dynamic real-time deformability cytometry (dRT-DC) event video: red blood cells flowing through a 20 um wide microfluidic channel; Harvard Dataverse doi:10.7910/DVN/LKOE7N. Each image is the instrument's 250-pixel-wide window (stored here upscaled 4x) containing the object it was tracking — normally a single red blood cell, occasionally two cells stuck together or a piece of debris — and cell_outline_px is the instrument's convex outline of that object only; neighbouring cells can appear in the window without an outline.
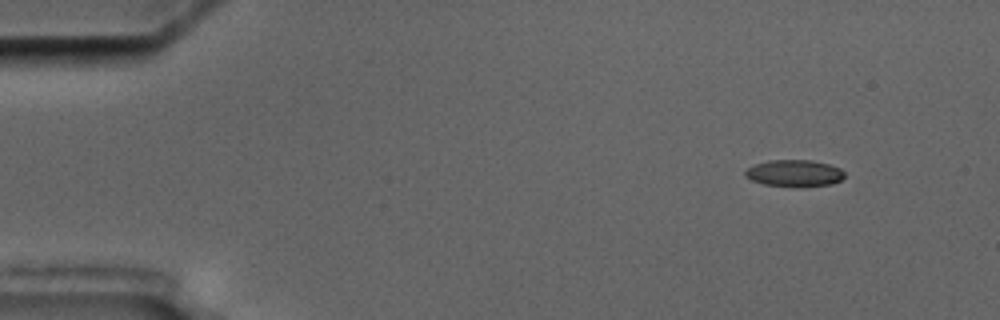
{"species": "common noctule bat (a hibernating species)", "species_latin": "Nyctalus noctula", "temperature_condition": "cold", "stored_images_in_passage": 10, "camera_frame_rate_fps": 3000, "um_per_image_px": 0.085, "animal": {"sex": "male", "body_mass_g": 17.5, "forearm_length_mm": 52.3}, "frame": {"image": 1, "passage_image": 1, "time_ms": 0.0, "image_size_px": [1000, 320], "cell_outline_px": [[844, 176], [840, 180], [832, 184], [800, 188], [764, 184], [752, 180], [744, 176], [744, 172], [748, 168], [756, 164], [768, 160], [808, 160], [828, 164], [840, 168], [844, 172]], "centroid_in_image_um": [67.52, 14.74], "position_along_channel_um": 17.5, "area_um2": 15.61}}
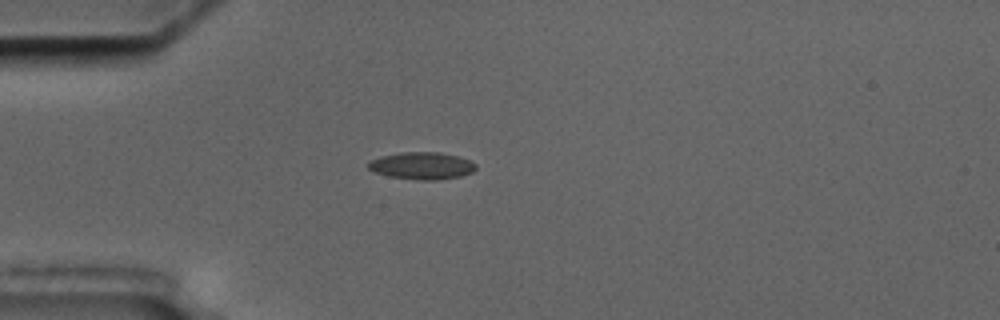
{"frame": {"image": 2, "passage_image": 4, "time_ms": 3.333, "image_size_px": [1000, 320], "cell_outline_px": [[476, 168], [472, 172], [460, 176], [436, 180], [420, 180], [388, 176], [372, 172], [368, 168], [368, 160], [380, 156], [400, 152], [440, 152], [460, 156], [476, 164]], "centroid_in_image_um": [35.82, 14.08], "position_along_channel_um": 49.2, "area_um2": 17.22}}
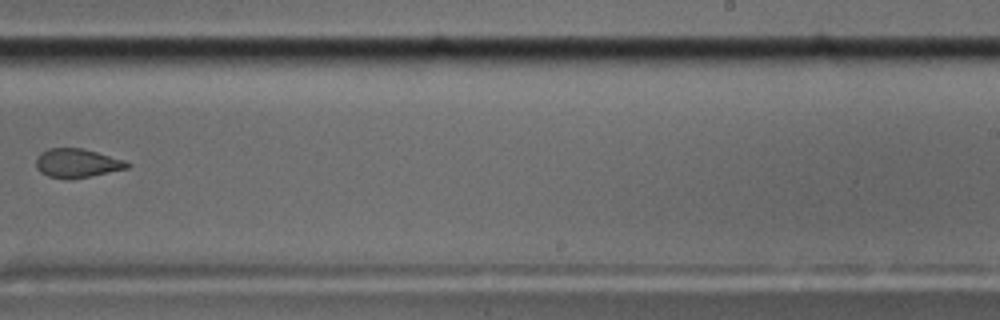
{"frame": {"image": 3, "passage_image": 10, "time_ms": 10.333, "image_size_px": [1000, 320], "cell_outline_px": [[132, 164], [128, 168], [88, 176], [48, 176], [40, 172], [36, 168], [36, 156], [40, 152], [48, 148], [84, 148], [124, 160]], "centroid_in_image_um": [6.54, 13.81], "position_along_channel_um": 282.5, "area_um2": 14.85}}